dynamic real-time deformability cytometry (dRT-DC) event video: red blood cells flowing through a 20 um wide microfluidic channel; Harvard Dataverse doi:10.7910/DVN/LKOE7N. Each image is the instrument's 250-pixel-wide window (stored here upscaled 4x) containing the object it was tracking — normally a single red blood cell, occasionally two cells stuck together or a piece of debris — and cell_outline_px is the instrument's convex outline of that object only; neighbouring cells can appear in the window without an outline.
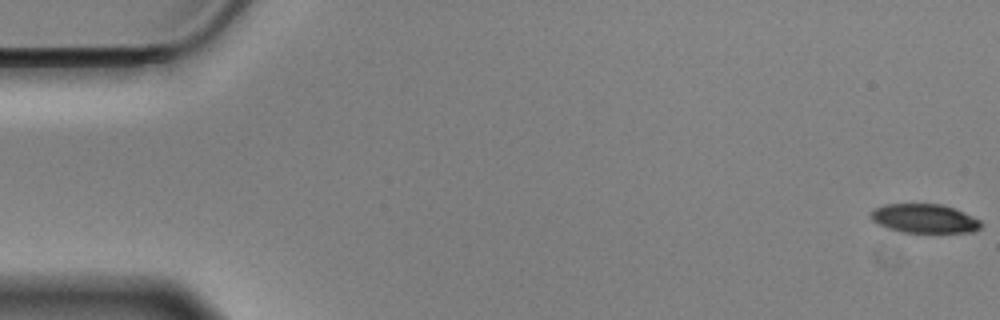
{"species": "Egyptian fruit bat (a non-hibernating species)", "species_latin": "Rousettus aegyptiacus", "temperature_condition": "cold", "stored_images_in_passage": 58, "camera_frame_rate_fps": 3000, "um_per_image_px": 0.085, "animal": {"sex": "male"}, "frame": {"image": 1, "passage_image": 1, "time_ms": 0.0, "image_size_px": [1000, 320], "cell_outline_px": [[984, 224], [980, 228], [972, 232], [900, 232], [888, 228], [872, 220], [872, 212], [876, 208], [884, 204], [940, 204], [964, 212], [980, 220]], "centroid_in_image_um": [78.61, 18.58], "position_along_channel_um": 6.4, "area_um2": 18.38}}
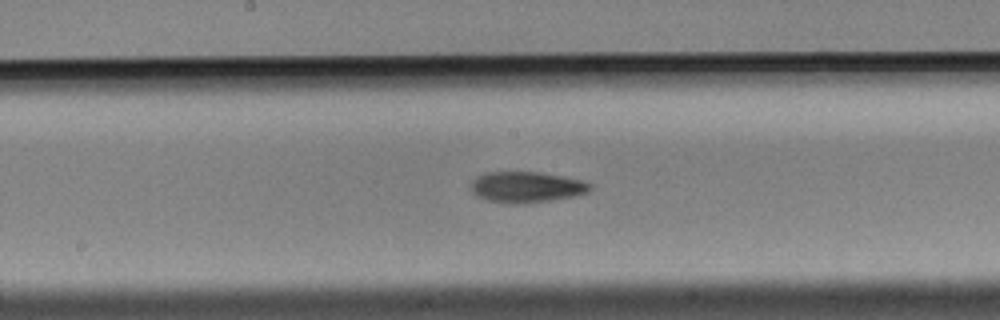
{"frame": {"image": 2, "passage_image": 30, "time_ms": 9.667, "image_size_px": [1000, 320], "cell_outline_px": [[592, 188], [588, 192], [572, 196], [524, 204], [516, 204], [488, 200], [476, 196], [472, 192], [472, 180], [476, 176], [484, 172], [540, 172], [564, 176], [584, 180], [592, 184]], "centroid_in_image_um": [44.75, 15.88], "position_along_channel_um": 203.4, "area_um2": 21.5}}
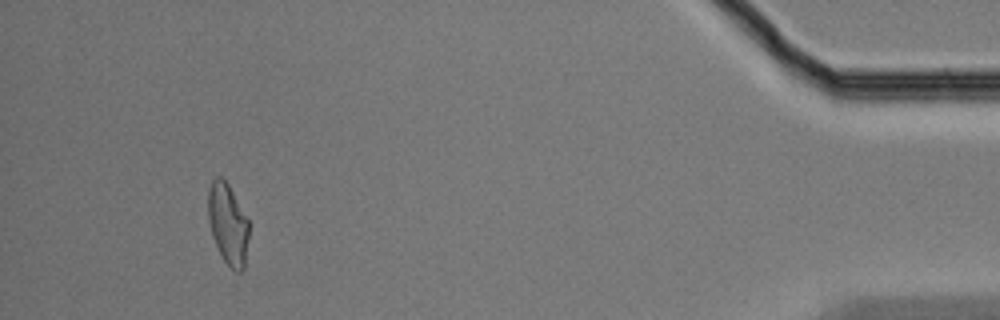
{"frame": {"image": 3, "passage_image": 54, "time_ms": 17.667, "image_size_px": [1000, 320], "cell_outline_px": [[248, 236], [244, 268], [240, 272], [236, 272], [224, 260], [212, 236], [208, 220], [208, 188], [212, 180], [216, 176], [220, 176], [228, 184], [248, 220]], "centroid_in_image_um": [19.35, 19.02], "position_along_channel_um": 415.8, "area_um2": 18.96}, "authors_computed_cell_mechanics": {"area_um2": 20.23, "velocity_mm_per_s": 3.506, "shape_relaxation_time_tau1_ms": 4.8389, "shape_relaxation_time_tau2_ms": 4.0537, "deformation_change_tau1": 0.1381, "deformation_change_tau2": 0.1094}}